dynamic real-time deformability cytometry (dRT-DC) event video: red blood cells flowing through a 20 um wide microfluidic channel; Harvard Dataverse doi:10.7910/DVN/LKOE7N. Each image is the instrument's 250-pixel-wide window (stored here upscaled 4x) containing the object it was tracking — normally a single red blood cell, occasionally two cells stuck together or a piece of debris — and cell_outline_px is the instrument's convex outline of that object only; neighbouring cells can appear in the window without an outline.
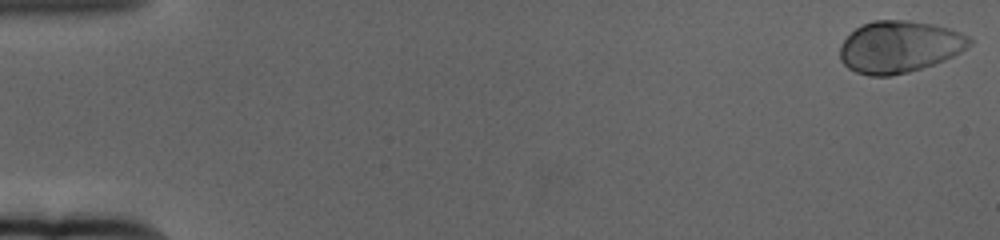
{"species": "human", "species_latin": "Homo sapiens", "temperature_condition": "cold", "stored_images_in_passage": 61, "camera_frame_rate_fps": 3000, "um_per_image_px": 0.085, "donor": {"sex": "female"}, "frame": {"image": 1, "passage_image": 1, "time_ms": 0.0, "image_size_px": [1000, 240], "cell_outline_px": [[972, 44], [960, 52], [944, 60], [908, 72], [892, 76], [868, 76], [856, 72], [848, 68], [840, 60], [840, 44], [856, 28], [872, 20], [908, 20], [932, 24], [948, 28], [960, 32], [968, 36], [972, 40]], "centroid_in_image_um": [76.43, 3.98], "position_along_channel_um": 8.6, "area_um2": 39.07}}
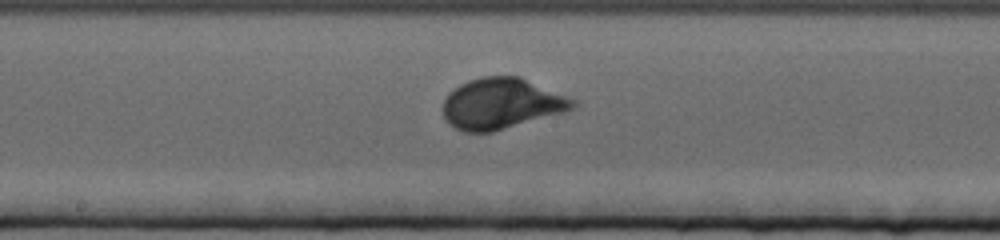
{"frame": {"image": 2, "passage_image": 33, "time_ms": 10.667, "image_size_px": [1000, 240], "cell_outline_px": [[576, 108], [564, 112], [492, 132], [464, 132], [456, 128], [444, 116], [444, 100], [448, 92], [460, 84], [468, 80], [484, 76], [520, 76], [576, 100]], "centroid_in_image_um": [42.64, 8.79], "position_along_channel_um": 205.6, "area_um2": 38.26}}
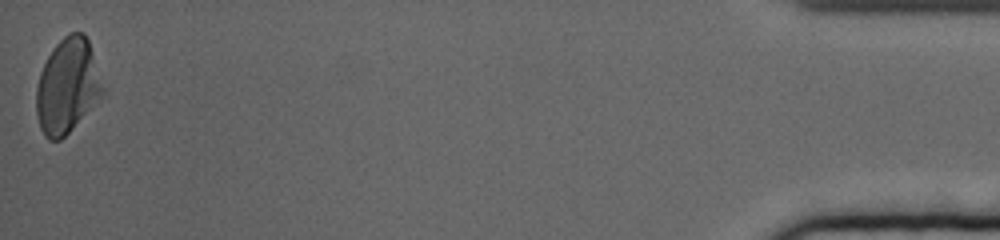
{"frame": {"image": 3, "passage_image": 61, "time_ms": 20.0, "image_size_px": [1000, 240], "cell_outline_px": [[108, 88], [72, 128], [60, 140], [48, 140], [44, 136], [40, 128], [36, 112], [36, 88], [40, 72], [52, 48], [68, 32], [84, 32], [88, 40]], "centroid_in_image_um": [5.76, 7.27], "position_along_channel_um": 429.4, "area_um2": 36.99}, "authors_computed_cell_mechanics": {"area_um2": 36.992, "velocity_mm_per_s": 3.3213, "shape_relaxation_time_tau1_ms": 2.5367, "shape_relaxation_time_tau2_ms": null, "deformation_change_tau1": 0.151, "deformation_change_tau2": null}}